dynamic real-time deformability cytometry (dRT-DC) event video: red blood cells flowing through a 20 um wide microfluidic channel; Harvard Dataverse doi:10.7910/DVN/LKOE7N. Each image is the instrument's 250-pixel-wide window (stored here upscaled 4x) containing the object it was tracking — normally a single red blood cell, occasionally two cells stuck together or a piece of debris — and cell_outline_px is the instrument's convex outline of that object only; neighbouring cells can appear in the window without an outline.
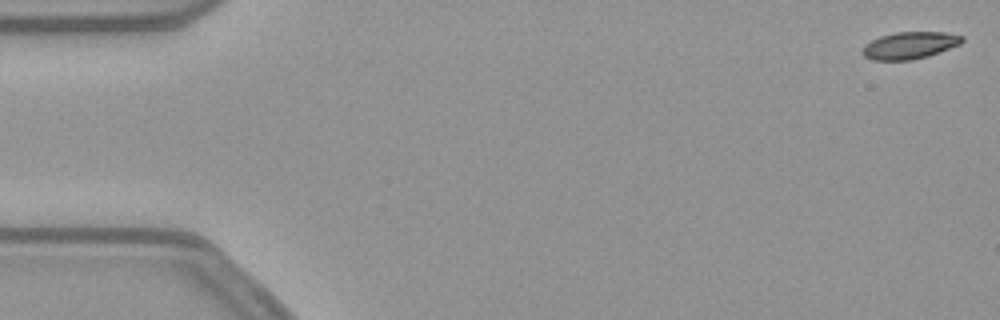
{"species": "common noctule bat (a hibernating species)", "species_latin": "Nyctalus noctula", "temperature_condition": "warm", "stored_images_in_passage": 54, "camera_frame_rate_fps": 3000, "um_per_image_px": 0.085, "animal": {"sex": "female", "body_mass_g": 21.9}, "frame": {"image": 1, "passage_image": 1, "time_ms": 0.0, "image_size_px": [1000, 320], "cell_outline_px": [[964, 40], [960, 44], [928, 56], [912, 60], [872, 60], [864, 56], [860, 52], [864, 44], [880, 36], [896, 32], [944, 32], [964, 36]], "centroid_in_image_um": [77.3, 3.86], "position_along_channel_um": 7.7, "area_um2": 15.78}}
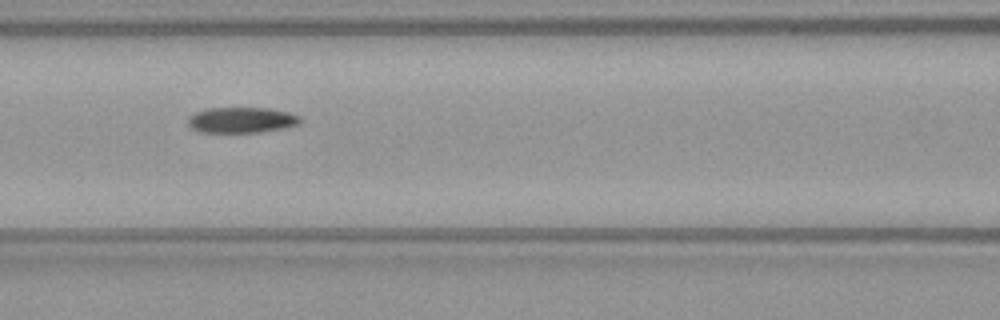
{"frame": {"image": 2, "passage_image": 23, "time_ms": 7.333, "image_size_px": [1000, 320], "cell_outline_px": [[300, 124], [284, 128], [260, 132], [200, 132], [192, 128], [188, 124], [188, 116], [196, 112], [208, 108], [268, 108], [288, 112], [300, 116]], "centroid_in_image_um": [20.53, 10.2], "position_along_channel_um": 146.1, "area_um2": 16.76}}
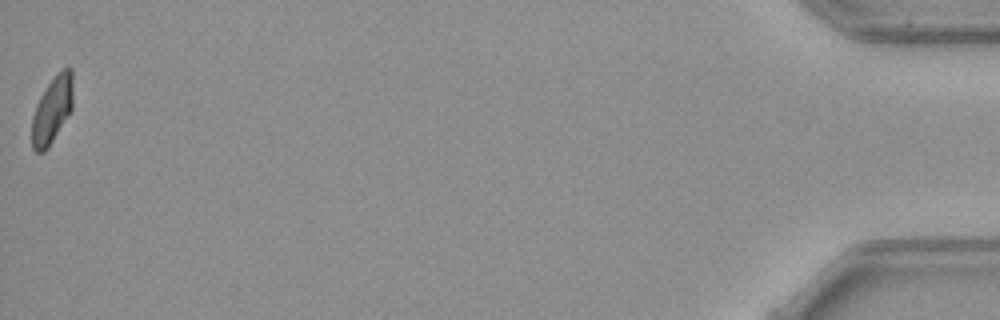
{"frame": {"image": 3, "passage_image": 54, "time_ms": 17.667, "image_size_px": [1000, 320], "cell_outline_px": [[72, 108], [48, 148], [44, 152], [36, 152], [32, 148], [32, 116], [36, 104], [40, 96], [48, 84], [64, 68], [72, 68]], "centroid_in_image_um": [4.41, 9.37], "position_along_channel_um": 430.8, "area_um2": 15.66}, "authors_computed_cell_mechanics": {"area_um2": 16.9932, "velocity_mm_per_s": 3.8019, "shape_relaxation_time_tau1_ms": 9.9222, "shape_relaxation_time_tau2_ms": null, "deformation_change_tau1": 0.2198, "deformation_change_tau2": null}}